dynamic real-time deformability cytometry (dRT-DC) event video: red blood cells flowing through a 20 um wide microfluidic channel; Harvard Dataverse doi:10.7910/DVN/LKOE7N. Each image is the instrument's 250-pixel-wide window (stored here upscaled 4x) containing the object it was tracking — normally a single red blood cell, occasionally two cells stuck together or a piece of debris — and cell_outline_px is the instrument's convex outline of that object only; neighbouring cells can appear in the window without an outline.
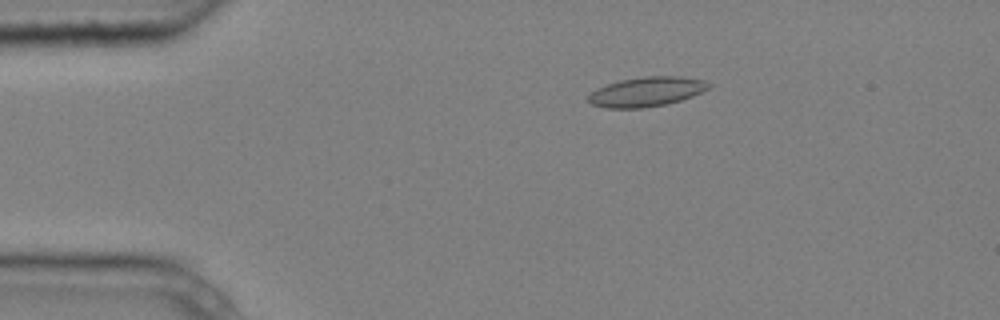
{"species": "common noctule bat (a hibernating species)", "species_latin": "Nyctalus noctula", "temperature_condition": "cold", "stored_images_in_passage": 5, "camera_frame_rate_fps": 3000, "um_per_image_px": 0.085, "animal": {"sex": "male", "body_mass_g": 20.4}, "frame": {"image": 1, "passage_image": 3, "time_ms": 0.667, "image_size_px": [1000, 320], "cell_outline_px": [[708, 88], [692, 96], [668, 104], [644, 108], [604, 108], [592, 104], [588, 100], [588, 96], [596, 88], [620, 80], [644, 76], [680, 76], [704, 80], [708, 84]], "centroid_in_image_um": [54.92, 7.8], "position_along_channel_um": 30.1, "area_um2": 20.63}}
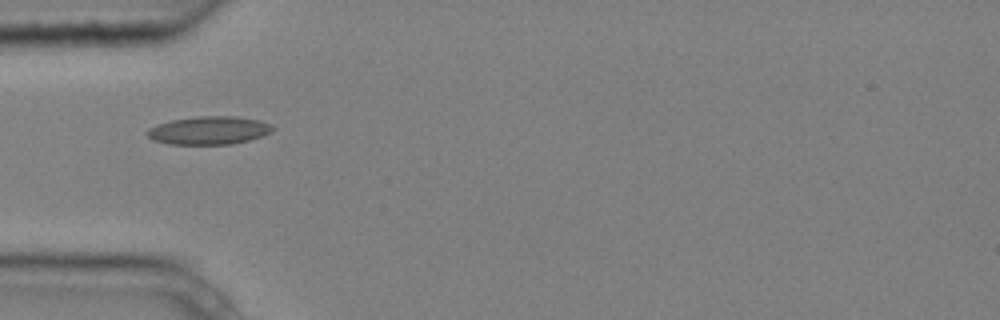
{"frame": {"image": 2, "passage_image": 5, "time_ms": 1.333, "image_size_px": [1000, 320], "cell_outline_px": [[276, 128], [272, 132], [248, 140], [232, 144], [168, 144], [152, 140], [148, 136], [148, 128], [156, 124], [172, 120], [200, 116], [236, 116], [260, 120], [272, 124]], "centroid_in_image_um": [17.78, 11.08], "position_along_channel_um": 67.2, "area_um2": 20.63}}